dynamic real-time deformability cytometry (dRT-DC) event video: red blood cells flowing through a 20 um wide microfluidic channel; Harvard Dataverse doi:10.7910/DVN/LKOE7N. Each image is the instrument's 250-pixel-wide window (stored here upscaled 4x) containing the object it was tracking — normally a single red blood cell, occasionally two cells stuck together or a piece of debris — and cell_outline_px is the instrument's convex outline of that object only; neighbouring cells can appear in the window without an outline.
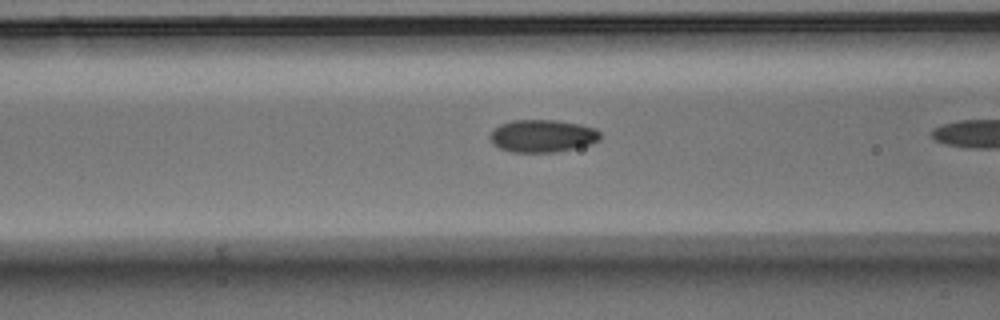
{"species": "Egyptian fruit bat (a non-hibernating species)", "species_latin": "Rousettus aegyptiacus", "temperature_condition": "warm", "stored_images_in_passage": 6, "camera_frame_rate_fps": 3000, "um_per_image_px": 0.085, "animal": {"sex": "male"}, "frame": {"image": 1, "passage_image": 5, "time_ms": 1.333, "image_size_px": [1000, 320], "cell_outline_px": [[600, 140], [592, 144], [556, 152], [512, 152], [500, 148], [492, 144], [488, 136], [500, 124], [512, 120], [556, 120], [580, 124], [596, 128], [600, 132]], "centroid_in_image_um": [46.12, 11.55], "position_along_channel_um": 120.5, "area_um2": 21.04}}